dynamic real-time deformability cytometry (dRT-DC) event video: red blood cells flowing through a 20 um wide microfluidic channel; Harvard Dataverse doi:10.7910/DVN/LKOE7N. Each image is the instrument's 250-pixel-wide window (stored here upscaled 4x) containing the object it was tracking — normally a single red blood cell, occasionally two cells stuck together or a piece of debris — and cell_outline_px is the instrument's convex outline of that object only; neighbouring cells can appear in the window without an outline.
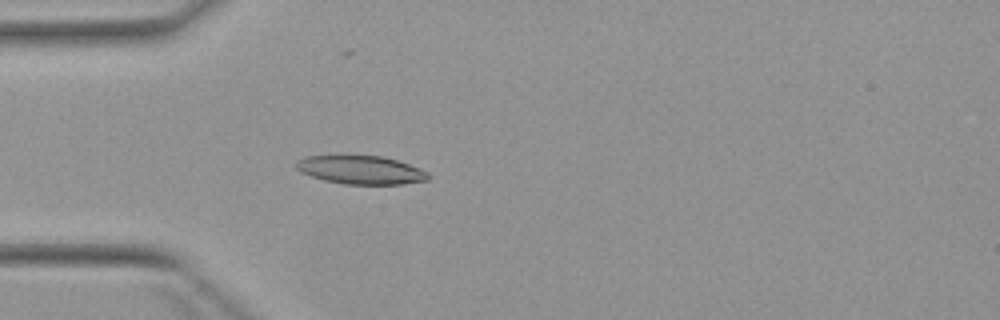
{"species": "Egyptian fruit bat (a non-hibernating species)", "species_latin": "Rousettus aegyptiacus", "temperature_condition": "warm", "stored_images_in_passage": 4, "camera_frame_rate_fps": 3000, "um_per_image_px": 0.085, "animal": {"sex": "female"}, "frame": {"image": 1, "passage_image": 4, "time_ms": 3.667, "image_size_px": [1000, 320], "cell_outline_px": [[428, 180], [404, 184], [344, 184], [324, 180], [300, 172], [296, 168], [296, 160], [304, 156], [384, 156], [420, 168], [428, 172]], "centroid_in_image_um": [30.66, 14.44], "position_along_channel_um": 54.3, "area_um2": 21.79}}